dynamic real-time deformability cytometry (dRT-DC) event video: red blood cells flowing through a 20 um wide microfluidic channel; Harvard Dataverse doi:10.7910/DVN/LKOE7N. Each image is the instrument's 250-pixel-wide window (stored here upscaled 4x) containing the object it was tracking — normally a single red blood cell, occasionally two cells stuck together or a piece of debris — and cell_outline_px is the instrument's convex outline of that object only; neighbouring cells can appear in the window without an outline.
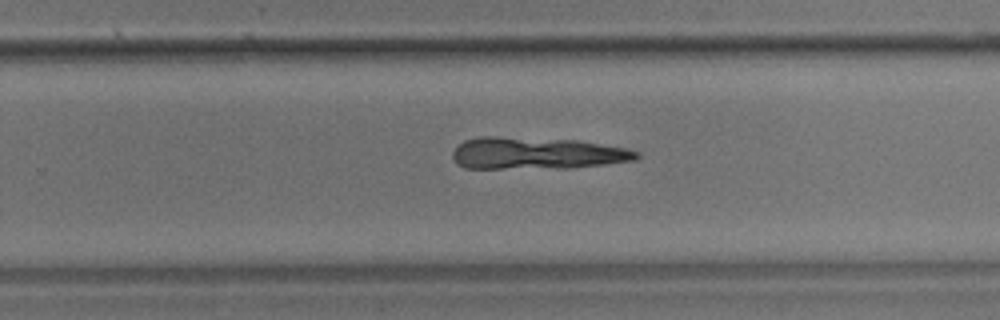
{"species": "common noctule bat (a hibernating species)", "species_latin": "Nyctalus noctula", "temperature_condition": "room temperature", "stored_images_in_passage": 7, "camera_frame_rate_fps": 3000, "um_per_image_px": 0.085, "animal": {"sex": "male", "body_mass_g": 17.9}, "frame": {"image": 1, "passage_image": 7, "time_ms": 2.0, "image_size_px": [1000, 320], "cell_outline_px": [[640, 156], [636, 160], [604, 164], [568, 168], [464, 168], [456, 164], [452, 156], [452, 152], [464, 140], [480, 136], [496, 136], [576, 140], [624, 148], [640, 152]], "centroid_in_image_um": [45.58, 13.03], "position_along_channel_um": 284.2, "area_um2": 34.28}}